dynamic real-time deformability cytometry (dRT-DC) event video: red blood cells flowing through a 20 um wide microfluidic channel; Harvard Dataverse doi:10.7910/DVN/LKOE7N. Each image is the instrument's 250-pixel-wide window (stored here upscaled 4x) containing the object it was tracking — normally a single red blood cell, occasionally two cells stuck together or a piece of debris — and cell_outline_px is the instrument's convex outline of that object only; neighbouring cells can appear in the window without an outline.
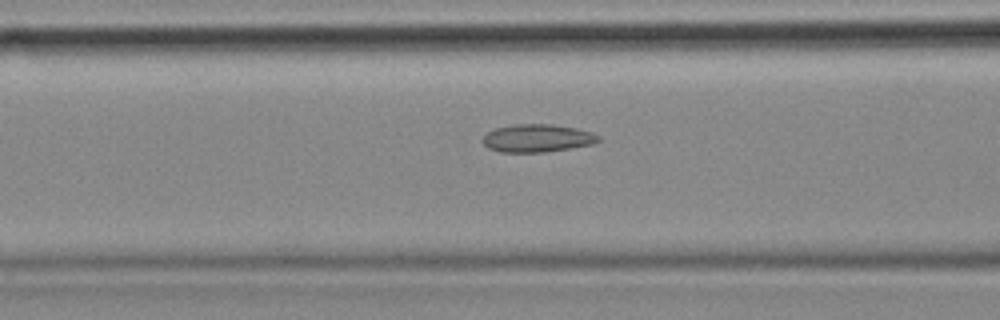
{"species": "common noctule bat (a hibernating species)", "species_latin": "Nyctalus noctula", "temperature_condition": "cold", "stored_images_in_passage": 53, "camera_frame_rate_fps": 3000, "um_per_image_px": 0.085, "animal": {"sex": "female", "body_mass_g": 18.4}, "frame": {"image": 1, "passage_image": 22, "time_ms": 7.0, "image_size_px": [1000, 320], "cell_outline_px": [[600, 140], [592, 144], [544, 152], [500, 152], [488, 148], [480, 140], [488, 132], [496, 128], [516, 124], [552, 124], [576, 128], [592, 132], [600, 136]], "centroid_in_image_um": [45.65, 11.74], "position_along_channel_um": 120.9, "area_um2": 18.73}}
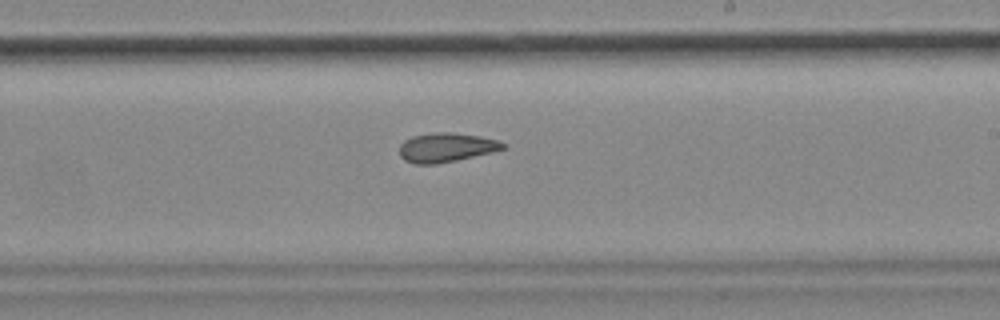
{"frame": {"image": 2, "passage_image": 33, "time_ms": 10.667, "image_size_px": [1000, 320], "cell_outline_px": [[508, 144], [504, 148], [492, 152], [456, 160], [436, 164], [412, 164], [404, 160], [400, 156], [400, 144], [404, 140], [412, 136], [432, 132], [452, 132], [480, 136], [500, 140]], "centroid_in_image_um": [37.92, 12.52], "position_along_channel_um": 251.1, "area_um2": 17.8}}
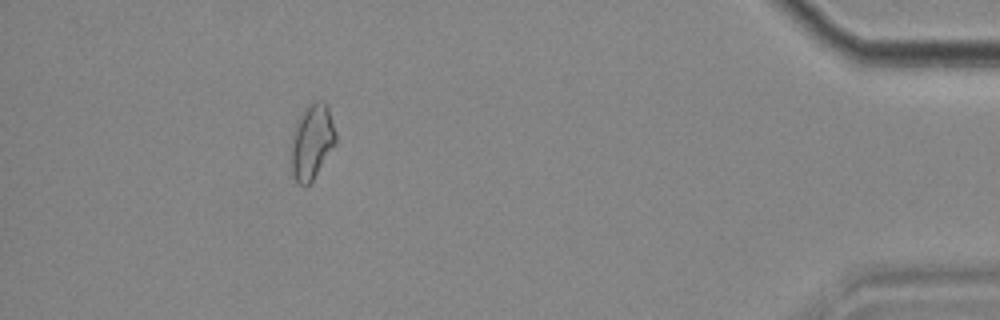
{"frame": {"image": 3, "passage_image": 51, "time_ms": 16.667, "image_size_px": [1000, 320], "cell_outline_px": [[336, 144], [312, 180], [304, 188], [288, 176], [288, 156], [292, 132], [296, 120], [300, 112], [308, 104], [316, 100], [324, 100], [328, 104], [336, 132]], "centroid_in_image_um": [26.43, 12.08], "position_along_channel_um": 408.8, "area_um2": 20.92}}